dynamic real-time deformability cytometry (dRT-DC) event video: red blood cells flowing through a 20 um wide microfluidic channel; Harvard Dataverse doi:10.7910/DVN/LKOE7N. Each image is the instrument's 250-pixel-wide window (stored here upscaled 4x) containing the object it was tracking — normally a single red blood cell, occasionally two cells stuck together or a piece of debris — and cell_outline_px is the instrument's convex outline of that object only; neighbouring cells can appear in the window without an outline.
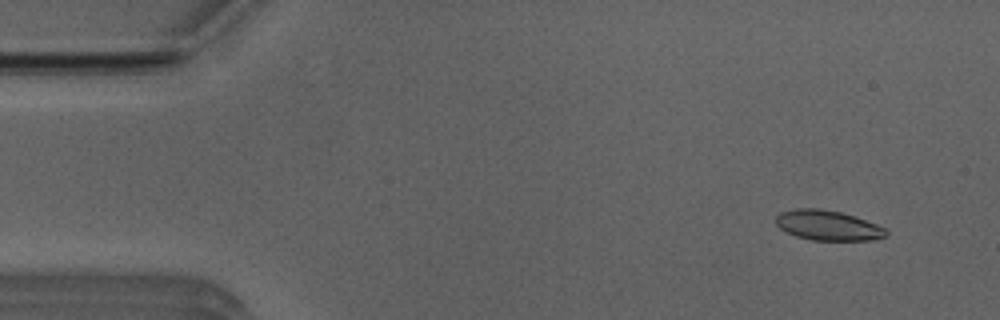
{"species": "Egyptian fruit bat (a non-hibernating species)", "species_latin": "Rousettus aegyptiacus", "temperature_condition": "room temperature", "stored_images_in_passage": 14, "camera_frame_rate_fps": 3000, "um_per_image_px": 0.085, "animal": {"sex": "male"}, "frame": {"image": 1, "passage_image": 3, "time_ms": 0.667, "image_size_px": [1000, 320], "cell_outline_px": [[888, 236], [872, 240], [812, 240], [796, 236], [784, 232], [776, 224], [776, 216], [780, 212], [796, 208], [820, 208], [840, 212], [876, 224], [884, 228], [888, 232]], "centroid_in_image_um": [70.33, 19.16], "position_along_channel_um": 14.7, "area_um2": 19.25}}